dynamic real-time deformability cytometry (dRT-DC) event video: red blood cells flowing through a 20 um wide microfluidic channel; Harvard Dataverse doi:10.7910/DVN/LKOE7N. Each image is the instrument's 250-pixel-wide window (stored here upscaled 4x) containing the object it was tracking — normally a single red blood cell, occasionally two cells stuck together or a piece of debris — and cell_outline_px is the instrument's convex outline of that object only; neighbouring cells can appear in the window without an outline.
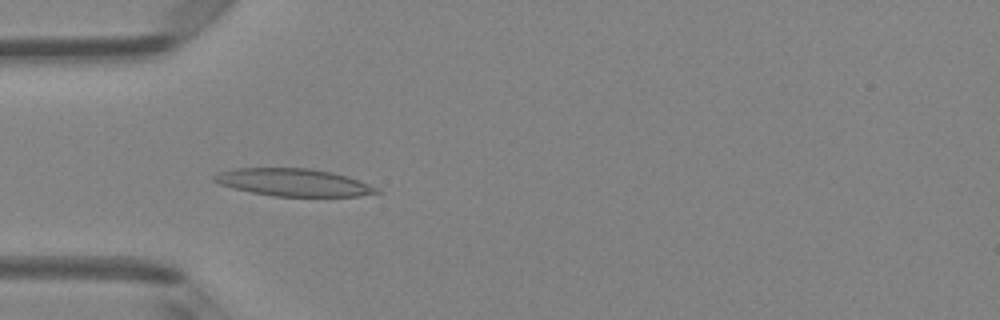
{"species": "Egyptian fruit bat (a non-hibernating species)", "species_latin": "Rousettus aegyptiacus", "temperature_condition": "room temperature", "stored_images_in_passage": 7, "camera_frame_rate_fps": 3000, "um_per_image_px": 0.085, "animal": {"sex": "female"}, "frame": {"image": 1, "passage_image": 5, "time_ms": 4.667, "image_size_px": [1000, 320], "cell_outline_px": [[380, 192], [360, 196], [272, 196], [232, 188], [220, 184], [212, 180], [212, 176], [216, 172], [236, 168], [308, 168], [332, 172], [380, 188]], "centroid_in_image_um": [24.88, 15.5], "position_along_channel_um": 60.1, "area_um2": 25.89}}
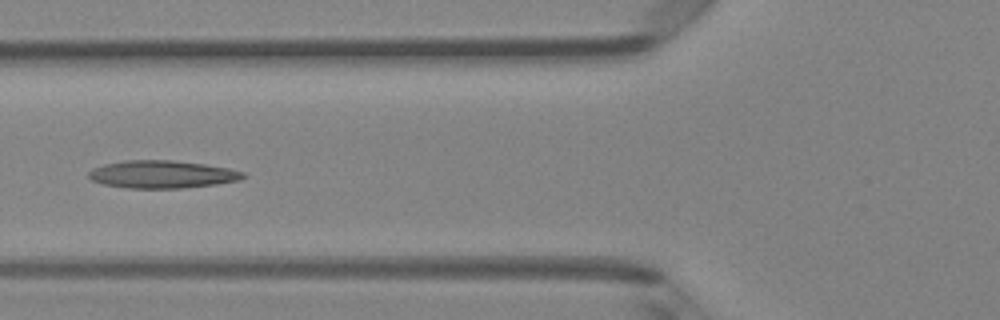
{"frame": {"image": 2, "passage_image": 6, "time_ms": 6.0, "image_size_px": [1000, 320], "cell_outline_px": [[248, 176], [240, 180], [216, 184], [184, 188], [128, 188], [104, 184], [92, 180], [88, 176], [88, 172], [92, 168], [104, 164], [124, 160], [172, 160], [204, 164], [228, 168], [244, 172]], "centroid_in_image_um": [13.79, 14.81], "position_along_channel_um": 112.0, "area_um2": 24.97}}
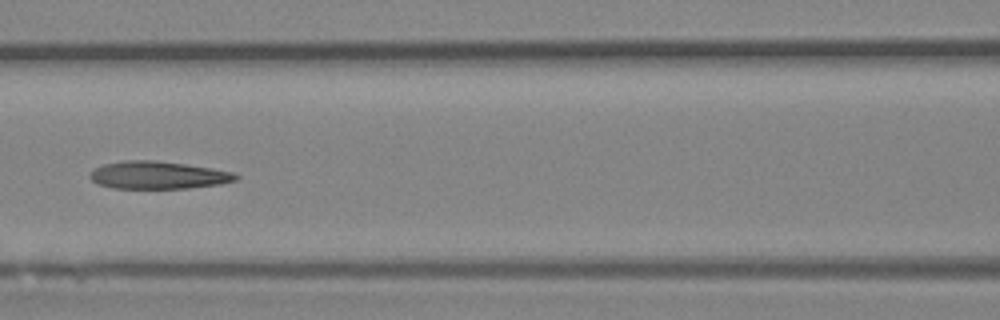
{"frame": {"image": 3, "passage_image": 7, "time_ms": 7.0, "image_size_px": [1000, 320], "cell_outline_px": [[240, 176], [236, 180], [220, 184], [188, 188], [112, 188], [96, 184], [88, 176], [96, 168], [104, 164], [124, 160], [156, 160], [212, 168], [232, 172]], "centroid_in_image_um": [13.42, 14.89], "position_along_channel_um": 153.2, "area_um2": 23.41}}